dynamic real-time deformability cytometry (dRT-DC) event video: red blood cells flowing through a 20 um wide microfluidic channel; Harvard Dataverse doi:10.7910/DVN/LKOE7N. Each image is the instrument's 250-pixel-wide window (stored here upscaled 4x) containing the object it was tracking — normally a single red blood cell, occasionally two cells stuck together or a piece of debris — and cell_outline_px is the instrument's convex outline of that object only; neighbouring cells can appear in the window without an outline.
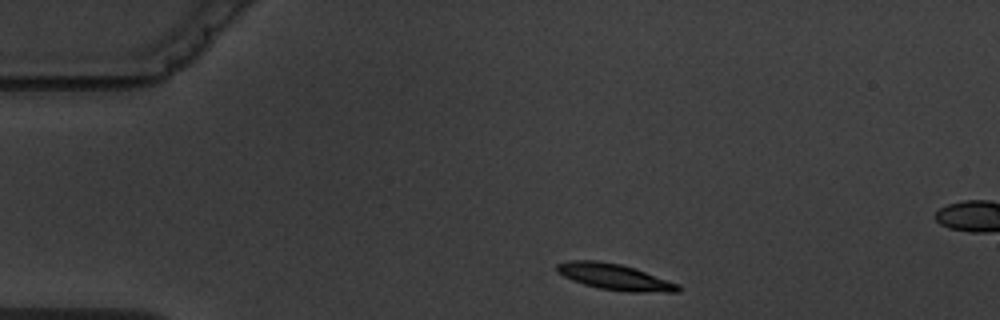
{"species": "common noctule bat (a hibernating species)", "species_latin": "Nyctalus noctula", "temperature_condition": "warm", "stored_images_in_passage": 14, "segment_of_instrument_passage": [1, 2], "camera_frame_rate_fps": 3000, "um_per_image_px": 0.085, "animal": {"sex": "male", "body_mass_g": 19.5, "forearm_length_mm": 54.6}, "frame": {"image": 1, "passage_image": 1, "time_ms": 0.0, "image_size_px": [1000, 320], "cell_outline_px": [[680, 292], [628, 292], [600, 288], [584, 284], [572, 280], [556, 272], [556, 264], [568, 260], [596, 260], [620, 264], [680, 284]], "centroid_in_image_um": [52.22, 23.54], "position_along_channel_um": 32.8, "area_um2": 18.26}}
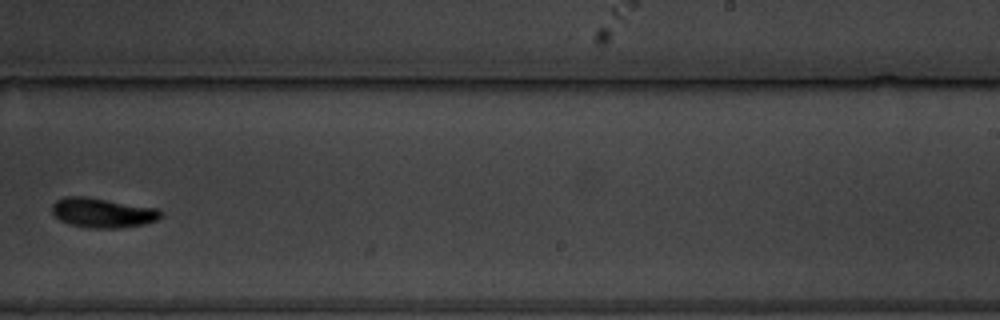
{"frame": {"image": 2, "passage_image": 8, "time_ms": 8.333, "image_size_px": [1000, 320], "cell_outline_px": [[160, 216], [156, 220], [144, 224], [120, 228], [88, 228], [68, 224], [60, 220], [52, 212], [52, 204], [56, 200], [64, 196], [88, 196], [160, 208]], "centroid_in_image_um": [8.7, 18.07], "position_along_channel_um": 280.3, "area_um2": 19.07}}
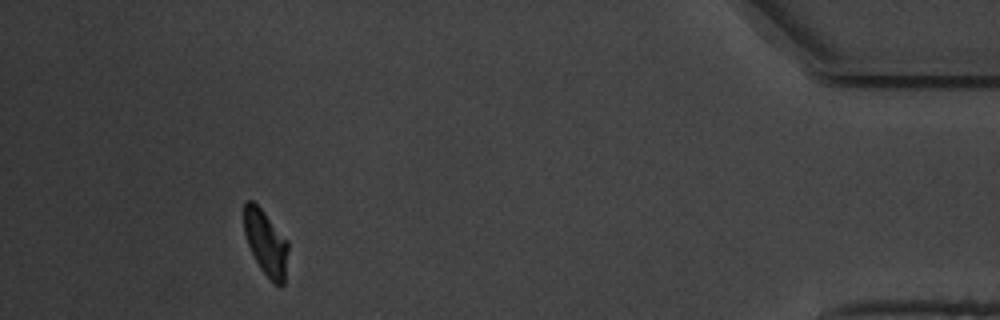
{"frame": {"image": 3, "passage_image": 12, "time_ms": 13.667, "image_size_px": [1000, 320], "cell_outline_px": [[288, 248], [284, 284], [280, 288], [260, 268], [248, 244], [244, 232], [244, 200], [252, 200], [264, 212], [288, 240]], "centroid_in_image_um": [22.6, 20.62], "position_along_channel_um": 412.6, "area_um2": 16.59}}